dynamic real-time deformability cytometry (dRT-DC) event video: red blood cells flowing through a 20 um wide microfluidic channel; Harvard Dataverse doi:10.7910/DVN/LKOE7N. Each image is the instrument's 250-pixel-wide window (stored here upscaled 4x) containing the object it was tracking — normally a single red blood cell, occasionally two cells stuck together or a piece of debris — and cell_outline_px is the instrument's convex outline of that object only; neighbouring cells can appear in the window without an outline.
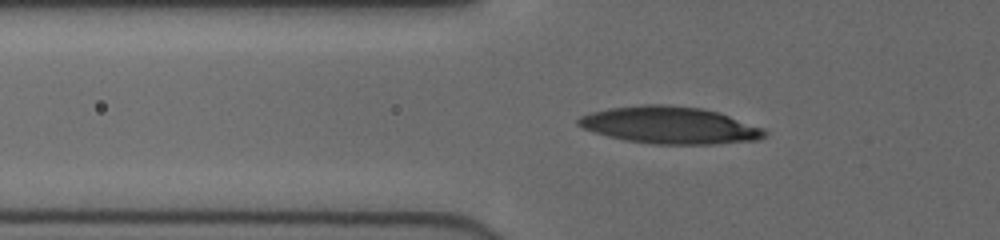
{"species": "human", "species_latin": "Homo sapiens", "temperature_condition": "cold", "stored_images_in_passage": 50, "camera_frame_rate_fps": 3000, "um_per_image_px": 0.085, "donor": {"sex": "female"}, "frame": {"image": 1, "passage_image": 18, "time_ms": 5.667, "image_size_px": [1000, 240], "cell_outline_px": [[768, 132], [760, 140], [716, 144], [656, 144], [624, 140], [608, 136], [584, 128], [576, 124], [576, 120], [580, 116], [592, 112], [608, 108], [644, 104], [664, 104], [700, 108], [716, 112], [764, 128]], "centroid_in_image_um": [56.93, 10.65], "position_along_channel_um": 68.9, "area_um2": 40.11}}
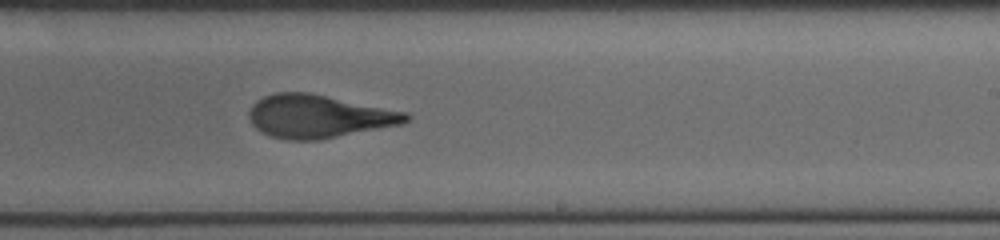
{"frame": {"image": 2, "passage_image": 33, "time_ms": 10.667, "image_size_px": [1000, 240], "cell_outline_px": [[412, 116], [404, 124], [316, 140], [288, 140], [272, 136], [260, 132], [252, 124], [248, 116], [248, 112], [252, 104], [256, 100], [264, 96], [276, 92], [308, 92], [408, 112]], "centroid_in_image_um": [27.07, 9.88], "position_along_channel_um": 261.9, "area_um2": 39.48}}
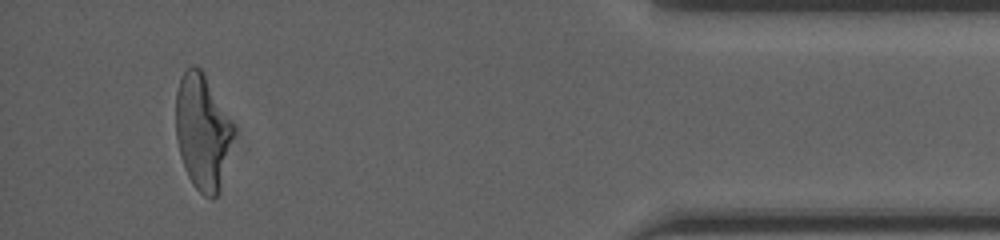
{"frame": {"image": 3, "passage_image": 48, "time_ms": 15.667, "image_size_px": [1000, 240], "cell_outline_px": [[236, 128], [220, 188], [216, 196], [212, 200], [204, 196], [192, 184], [184, 168], [180, 156], [176, 140], [176, 92], [180, 76], [192, 64], [200, 68]], "centroid_in_image_um": [17.2, 11.22], "position_along_channel_um": 418.0, "area_um2": 38.78}}